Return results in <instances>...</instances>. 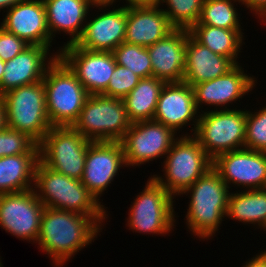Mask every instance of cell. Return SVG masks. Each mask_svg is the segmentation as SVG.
Instances as JSON below:
<instances>
[{
  "label": "cell",
  "instance_id": "1",
  "mask_svg": "<svg viewBox=\"0 0 266 267\" xmlns=\"http://www.w3.org/2000/svg\"><path fill=\"white\" fill-rule=\"evenodd\" d=\"M101 229L90 216L45 207L36 243L49 255L55 267H61L94 242Z\"/></svg>",
  "mask_w": 266,
  "mask_h": 267
},
{
  "label": "cell",
  "instance_id": "2",
  "mask_svg": "<svg viewBox=\"0 0 266 267\" xmlns=\"http://www.w3.org/2000/svg\"><path fill=\"white\" fill-rule=\"evenodd\" d=\"M33 189L45 207L90 216L101 227L107 218L106 207L101 205V201L94 197L81 180L57 173L40 161L36 166Z\"/></svg>",
  "mask_w": 266,
  "mask_h": 267
},
{
  "label": "cell",
  "instance_id": "3",
  "mask_svg": "<svg viewBox=\"0 0 266 267\" xmlns=\"http://www.w3.org/2000/svg\"><path fill=\"white\" fill-rule=\"evenodd\" d=\"M183 194L191 196L185 216L188 229L202 240L215 236L226 217L230 194L220 175L211 168Z\"/></svg>",
  "mask_w": 266,
  "mask_h": 267
},
{
  "label": "cell",
  "instance_id": "4",
  "mask_svg": "<svg viewBox=\"0 0 266 267\" xmlns=\"http://www.w3.org/2000/svg\"><path fill=\"white\" fill-rule=\"evenodd\" d=\"M43 83L52 127H72L90 94L59 56L47 68Z\"/></svg>",
  "mask_w": 266,
  "mask_h": 267
},
{
  "label": "cell",
  "instance_id": "5",
  "mask_svg": "<svg viewBox=\"0 0 266 267\" xmlns=\"http://www.w3.org/2000/svg\"><path fill=\"white\" fill-rule=\"evenodd\" d=\"M183 134L173 142L164 159V178L152 177L175 198L182 194L197 179L206 174L213 160L202 149L199 141L192 135Z\"/></svg>",
  "mask_w": 266,
  "mask_h": 267
},
{
  "label": "cell",
  "instance_id": "6",
  "mask_svg": "<svg viewBox=\"0 0 266 267\" xmlns=\"http://www.w3.org/2000/svg\"><path fill=\"white\" fill-rule=\"evenodd\" d=\"M131 123L123 99L91 94L72 128L93 142H120Z\"/></svg>",
  "mask_w": 266,
  "mask_h": 267
},
{
  "label": "cell",
  "instance_id": "7",
  "mask_svg": "<svg viewBox=\"0 0 266 267\" xmlns=\"http://www.w3.org/2000/svg\"><path fill=\"white\" fill-rule=\"evenodd\" d=\"M1 96L6 106L7 127L26 133L39 144L52 127L43 80L11 89Z\"/></svg>",
  "mask_w": 266,
  "mask_h": 267
},
{
  "label": "cell",
  "instance_id": "8",
  "mask_svg": "<svg viewBox=\"0 0 266 267\" xmlns=\"http://www.w3.org/2000/svg\"><path fill=\"white\" fill-rule=\"evenodd\" d=\"M203 111L194 137L213 160L217 155L245 148L246 110Z\"/></svg>",
  "mask_w": 266,
  "mask_h": 267
},
{
  "label": "cell",
  "instance_id": "9",
  "mask_svg": "<svg viewBox=\"0 0 266 267\" xmlns=\"http://www.w3.org/2000/svg\"><path fill=\"white\" fill-rule=\"evenodd\" d=\"M92 142L72 127H51L38 144L40 162L57 173L81 180Z\"/></svg>",
  "mask_w": 266,
  "mask_h": 267
},
{
  "label": "cell",
  "instance_id": "10",
  "mask_svg": "<svg viewBox=\"0 0 266 267\" xmlns=\"http://www.w3.org/2000/svg\"><path fill=\"white\" fill-rule=\"evenodd\" d=\"M141 193V194H140ZM130 206L127 225L135 233L165 235L173 230V197L152 176Z\"/></svg>",
  "mask_w": 266,
  "mask_h": 267
},
{
  "label": "cell",
  "instance_id": "11",
  "mask_svg": "<svg viewBox=\"0 0 266 267\" xmlns=\"http://www.w3.org/2000/svg\"><path fill=\"white\" fill-rule=\"evenodd\" d=\"M177 134L169 127L153 120L132 122L120 141L126 166H140L166 156Z\"/></svg>",
  "mask_w": 266,
  "mask_h": 267
},
{
  "label": "cell",
  "instance_id": "12",
  "mask_svg": "<svg viewBox=\"0 0 266 267\" xmlns=\"http://www.w3.org/2000/svg\"><path fill=\"white\" fill-rule=\"evenodd\" d=\"M44 208L34 189L0 194V227L16 238L36 243Z\"/></svg>",
  "mask_w": 266,
  "mask_h": 267
},
{
  "label": "cell",
  "instance_id": "13",
  "mask_svg": "<svg viewBox=\"0 0 266 267\" xmlns=\"http://www.w3.org/2000/svg\"><path fill=\"white\" fill-rule=\"evenodd\" d=\"M59 57L91 94H102L116 67L113 52L91 51L71 44L59 49Z\"/></svg>",
  "mask_w": 266,
  "mask_h": 267
},
{
  "label": "cell",
  "instance_id": "14",
  "mask_svg": "<svg viewBox=\"0 0 266 267\" xmlns=\"http://www.w3.org/2000/svg\"><path fill=\"white\" fill-rule=\"evenodd\" d=\"M212 168L229 189L231 183L247 190L266 188V152L246 148L224 152L213 159Z\"/></svg>",
  "mask_w": 266,
  "mask_h": 267
},
{
  "label": "cell",
  "instance_id": "15",
  "mask_svg": "<svg viewBox=\"0 0 266 267\" xmlns=\"http://www.w3.org/2000/svg\"><path fill=\"white\" fill-rule=\"evenodd\" d=\"M123 167L128 166L121 142H92L87 149L81 182L99 201L101 194Z\"/></svg>",
  "mask_w": 266,
  "mask_h": 267
},
{
  "label": "cell",
  "instance_id": "16",
  "mask_svg": "<svg viewBox=\"0 0 266 267\" xmlns=\"http://www.w3.org/2000/svg\"><path fill=\"white\" fill-rule=\"evenodd\" d=\"M199 110L195 104L193 87L182 82L165 83L161 89L156 105L153 121L171 128L176 134L180 128L193 121L191 129L194 136L198 121ZM195 119V120H194Z\"/></svg>",
  "mask_w": 266,
  "mask_h": 267
},
{
  "label": "cell",
  "instance_id": "17",
  "mask_svg": "<svg viewBox=\"0 0 266 267\" xmlns=\"http://www.w3.org/2000/svg\"><path fill=\"white\" fill-rule=\"evenodd\" d=\"M1 27L28 45L51 48L52 38L47 25L43 0H25L9 8Z\"/></svg>",
  "mask_w": 266,
  "mask_h": 267
},
{
  "label": "cell",
  "instance_id": "18",
  "mask_svg": "<svg viewBox=\"0 0 266 267\" xmlns=\"http://www.w3.org/2000/svg\"><path fill=\"white\" fill-rule=\"evenodd\" d=\"M127 6L104 11L85 23L75 45L91 51L113 52L126 35Z\"/></svg>",
  "mask_w": 266,
  "mask_h": 267
},
{
  "label": "cell",
  "instance_id": "19",
  "mask_svg": "<svg viewBox=\"0 0 266 267\" xmlns=\"http://www.w3.org/2000/svg\"><path fill=\"white\" fill-rule=\"evenodd\" d=\"M255 79L244 73L240 64H237L227 74L193 86L196 107L199 110L204 103L216 107L223 105V109H229L225 105L235 103L253 90Z\"/></svg>",
  "mask_w": 266,
  "mask_h": 267
},
{
  "label": "cell",
  "instance_id": "20",
  "mask_svg": "<svg viewBox=\"0 0 266 267\" xmlns=\"http://www.w3.org/2000/svg\"><path fill=\"white\" fill-rule=\"evenodd\" d=\"M49 51L48 47L29 45L13 59L6 61L0 95L20 86L42 81L51 62L59 56L57 52L48 58Z\"/></svg>",
  "mask_w": 266,
  "mask_h": 267
},
{
  "label": "cell",
  "instance_id": "21",
  "mask_svg": "<svg viewBox=\"0 0 266 267\" xmlns=\"http://www.w3.org/2000/svg\"><path fill=\"white\" fill-rule=\"evenodd\" d=\"M43 2L52 40L58 31L70 35L71 39L63 47L75 44L79 39L91 6L96 9L99 7V10L107 9L106 7L111 5L113 7V3H95L93 0H43Z\"/></svg>",
  "mask_w": 266,
  "mask_h": 267
},
{
  "label": "cell",
  "instance_id": "22",
  "mask_svg": "<svg viewBox=\"0 0 266 267\" xmlns=\"http://www.w3.org/2000/svg\"><path fill=\"white\" fill-rule=\"evenodd\" d=\"M187 29H175L168 36L147 47L152 76L165 83L182 82L186 66Z\"/></svg>",
  "mask_w": 266,
  "mask_h": 267
},
{
  "label": "cell",
  "instance_id": "23",
  "mask_svg": "<svg viewBox=\"0 0 266 267\" xmlns=\"http://www.w3.org/2000/svg\"><path fill=\"white\" fill-rule=\"evenodd\" d=\"M175 29L160 5L127 6L126 43L147 48Z\"/></svg>",
  "mask_w": 266,
  "mask_h": 267
},
{
  "label": "cell",
  "instance_id": "24",
  "mask_svg": "<svg viewBox=\"0 0 266 267\" xmlns=\"http://www.w3.org/2000/svg\"><path fill=\"white\" fill-rule=\"evenodd\" d=\"M236 64L223 55L200 44L187 29L186 66L183 81L190 86L227 74Z\"/></svg>",
  "mask_w": 266,
  "mask_h": 267
},
{
  "label": "cell",
  "instance_id": "25",
  "mask_svg": "<svg viewBox=\"0 0 266 267\" xmlns=\"http://www.w3.org/2000/svg\"><path fill=\"white\" fill-rule=\"evenodd\" d=\"M39 161V154H20L0 158V194L33 189Z\"/></svg>",
  "mask_w": 266,
  "mask_h": 267
},
{
  "label": "cell",
  "instance_id": "26",
  "mask_svg": "<svg viewBox=\"0 0 266 267\" xmlns=\"http://www.w3.org/2000/svg\"><path fill=\"white\" fill-rule=\"evenodd\" d=\"M266 228V188L229 194L226 218Z\"/></svg>",
  "mask_w": 266,
  "mask_h": 267
},
{
  "label": "cell",
  "instance_id": "27",
  "mask_svg": "<svg viewBox=\"0 0 266 267\" xmlns=\"http://www.w3.org/2000/svg\"><path fill=\"white\" fill-rule=\"evenodd\" d=\"M165 82L154 76L142 78L123 99L131 122L153 120L159 95Z\"/></svg>",
  "mask_w": 266,
  "mask_h": 267
},
{
  "label": "cell",
  "instance_id": "28",
  "mask_svg": "<svg viewBox=\"0 0 266 267\" xmlns=\"http://www.w3.org/2000/svg\"><path fill=\"white\" fill-rule=\"evenodd\" d=\"M189 33L212 52L230 58L236 65L240 48L243 45V32L213 27L209 25H193Z\"/></svg>",
  "mask_w": 266,
  "mask_h": 267
},
{
  "label": "cell",
  "instance_id": "29",
  "mask_svg": "<svg viewBox=\"0 0 266 267\" xmlns=\"http://www.w3.org/2000/svg\"><path fill=\"white\" fill-rule=\"evenodd\" d=\"M233 1V2H232ZM240 0H204L201 16L194 25H209L230 30H243L234 5ZM235 7V8H234Z\"/></svg>",
  "mask_w": 266,
  "mask_h": 267
},
{
  "label": "cell",
  "instance_id": "30",
  "mask_svg": "<svg viewBox=\"0 0 266 267\" xmlns=\"http://www.w3.org/2000/svg\"><path fill=\"white\" fill-rule=\"evenodd\" d=\"M113 54L116 64L126 67L141 79L152 76V63L146 47L123 42Z\"/></svg>",
  "mask_w": 266,
  "mask_h": 267
},
{
  "label": "cell",
  "instance_id": "31",
  "mask_svg": "<svg viewBox=\"0 0 266 267\" xmlns=\"http://www.w3.org/2000/svg\"><path fill=\"white\" fill-rule=\"evenodd\" d=\"M204 0H161L168 5L164 13L176 29H190L198 23Z\"/></svg>",
  "mask_w": 266,
  "mask_h": 267
},
{
  "label": "cell",
  "instance_id": "32",
  "mask_svg": "<svg viewBox=\"0 0 266 267\" xmlns=\"http://www.w3.org/2000/svg\"><path fill=\"white\" fill-rule=\"evenodd\" d=\"M20 154H39V146L26 133L10 127L0 131V158Z\"/></svg>",
  "mask_w": 266,
  "mask_h": 267
},
{
  "label": "cell",
  "instance_id": "33",
  "mask_svg": "<svg viewBox=\"0 0 266 267\" xmlns=\"http://www.w3.org/2000/svg\"><path fill=\"white\" fill-rule=\"evenodd\" d=\"M257 111L246 110L245 148L266 152V106Z\"/></svg>",
  "mask_w": 266,
  "mask_h": 267
},
{
  "label": "cell",
  "instance_id": "34",
  "mask_svg": "<svg viewBox=\"0 0 266 267\" xmlns=\"http://www.w3.org/2000/svg\"><path fill=\"white\" fill-rule=\"evenodd\" d=\"M140 79L126 67L116 64L107 89L102 95L124 99L136 87Z\"/></svg>",
  "mask_w": 266,
  "mask_h": 267
},
{
  "label": "cell",
  "instance_id": "35",
  "mask_svg": "<svg viewBox=\"0 0 266 267\" xmlns=\"http://www.w3.org/2000/svg\"><path fill=\"white\" fill-rule=\"evenodd\" d=\"M29 45L0 26V58L6 62L20 54Z\"/></svg>",
  "mask_w": 266,
  "mask_h": 267
},
{
  "label": "cell",
  "instance_id": "36",
  "mask_svg": "<svg viewBox=\"0 0 266 267\" xmlns=\"http://www.w3.org/2000/svg\"><path fill=\"white\" fill-rule=\"evenodd\" d=\"M240 2L250 8L251 12H255L262 21H266V0H240Z\"/></svg>",
  "mask_w": 266,
  "mask_h": 267
},
{
  "label": "cell",
  "instance_id": "37",
  "mask_svg": "<svg viewBox=\"0 0 266 267\" xmlns=\"http://www.w3.org/2000/svg\"><path fill=\"white\" fill-rule=\"evenodd\" d=\"M242 267H266V251H261L259 255L245 262V265Z\"/></svg>",
  "mask_w": 266,
  "mask_h": 267
},
{
  "label": "cell",
  "instance_id": "38",
  "mask_svg": "<svg viewBox=\"0 0 266 267\" xmlns=\"http://www.w3.org/2000/svg\"><path fill=\"white\" fill-rule=\"evenodd\" d=\"M126 6H158L161 0H126Z\"/></svg>",
  "mask_w": 266,
  "mask_h": 267
},
{
  "label": "cell",
  "instance_id": "39",
  "mask_svg": "<svg viewBox=\"0 0 266 267\" xmlns=\"http://www.w3.org/2000/svg\"><path fill=\"white\" fill-rule=\"evenodd\" d=\"M7 127L6 106L4 98L0 95V131Z\"/></svg>",
  "mask_w": 266,
  "mask_h": 267
},
{
  "label": "cell",
  "instance_id": "40",
  "mask_svg": "<svg viewBox=\"0 0 266 267\" xmlns=\"http://www.w3.org/2000/svg\"><path fill=\"white\" fill-rule=\"evenodd\" d=\"M25 0H0V11L1 9H6L8 10L9 8L15 6L18 3H21Z\"/></svg>",
  "mask_w": 266,
  "mask_h": 267
},
{
  "label": "cell",
  "instance_id": "41",
  "mask_svg": "<svg viewBox=\"0 0 266 267\" xmlns=\"http://www.w3.org/2000/svg\"><path fill=\"white\" fill-rule=\"evenodd\" d=\"M4 70H5V62L0 58V83L2 81Z\"/></svg>",
  "mask_w": 266,
  "mask_h": 267
},
{
  "label": "cell",
  "instance_id": "42",
  "mask_svg": "<svg viewBox=\"0 0 266 267\" xmlns=\"http://www.w3.org/2000/svg\"><path fill=\"white\" fill-rule=\"evenodd\" d=\"M95 3H114L116 0H93Z\"/></svg>",
  "mask_w": 266,
  "mask_h": 267
}]
</instances>
